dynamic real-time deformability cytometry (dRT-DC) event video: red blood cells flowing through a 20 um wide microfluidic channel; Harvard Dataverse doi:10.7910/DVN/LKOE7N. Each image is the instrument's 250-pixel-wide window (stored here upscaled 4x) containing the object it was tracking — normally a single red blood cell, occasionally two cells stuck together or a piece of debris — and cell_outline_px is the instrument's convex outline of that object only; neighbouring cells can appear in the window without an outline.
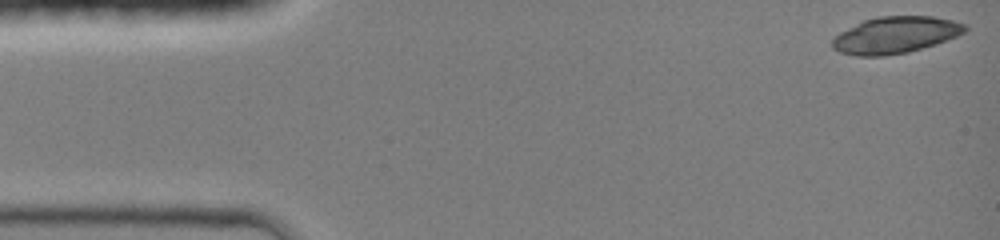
{"species": "common noctule bat (a hibernating species)", "species_latin": "Nyctalus noctula", "temperature_condition": "room temperature", "stored_images_in_passage": 41, "camera_frame_rate_fps": 3000, "um_per_image_px": 0.085, "animal": {"sex": "female", "body_mass_g": 19.0, "forearm_length_mm": 51.5}, "frame": {"image": 1, "passage_image": 1, "time_ms": 0.0, "image_size_px": [1000, 240], "cell_outline_px": [[968, 28], [964, 32], [956, 36], [936, 44], [908, 52], [884, 56], [856, 56], [840, 52], [832, 48], [832, 40], [840, 32], [864, 20], [880, 16], [932, 16], [952, 20], [968, 24]], "centroid_in_image_um": [76.12, 2.98], "position_along_channel_um": 8.9, "area_um2": 28.32}}
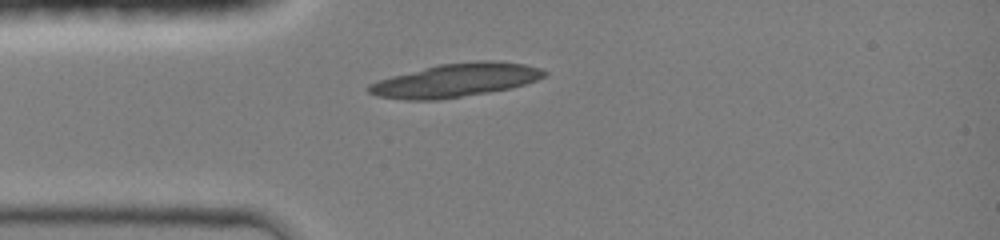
{"frame": {"image": 2, "passage_image": 11, "time_ms": 3.333, "image_size_px": [1000, 240], "cell_outline_px": [[548, 76], [512, 88], [488, 92], [436, 100], [404, 100], [376, 96], [368, 92], [364, 88], [368, 84], [376, 80], [440, 64], [480, 60], [496, 60], [524, 64], [540, 68], [548, 72]], "centroid_in_image_um": [38.72, 6.82], "position_along_channel_um": 46.3, "area_um2": 34.39}}